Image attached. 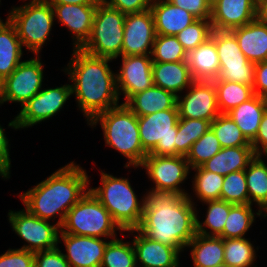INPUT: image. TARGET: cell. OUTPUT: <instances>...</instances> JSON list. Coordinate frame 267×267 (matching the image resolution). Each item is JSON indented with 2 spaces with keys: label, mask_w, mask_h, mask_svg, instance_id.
<instances>
[{
  "label": "cell",
  "mask_w": 267,
  "mask_h": 267,
  "mask_svg": "<svg viewBox=\"0 0 267 267\" xmlns=\"http://www.w3.org/2000/svg\"><path fill=\"white\" fill-rule=\"evenodd\" d=\"M70 53L60 71L70 80L72 98L88 124L97 114L122 103L117 91L115 62L90 55L81 48H72Z\"/></svg>",
  "instance_id": "cell-1"
},
{
  "label": "cell",
  "mask_w": 267,
  "mask_h": 267,
  "mask_svg": "<svg viewBox=\"0 0 267 267\" xmlns=\"http://www.w3.org/2000/svg\"><path fill=\"white\" fill-rule=\"evenodd\" d=\"M71 160L64 166L54 169L52 174L31 188L16 195L23 207L32 215L62 226L67 212L89 190V171Z\"/></svg>",
  "instance_id": "cell-2"
},
{
  "label": "cell",
  "mask_w": 267,
  "mask_h": 267,
  "mask_svg": "<svg viewBox=\"0 0 267 267\" xmlns=\"http://www.w3.org/2000/svg\"><path fill=\"white\" fill-rule=\"evenodd\" d=\"M148 238L183 254L196 235V206L187 195L145 192V203L140 225L136 228Z\"/></svg>",
  "instance_id": "cell-3"
},
{
  "label": "cell",
  "mask_w": 267,
  "mask_h": 267,
  "mask_svg": "<svg viewBox=\"0 0 267 267\" xmlns=\"http://www.w3.org/2000/svg\"><path fill=\"white\" fill-rule=\"evenodd\" d=\"M128 171L127 176H118L117 174L105 171L98 167V176L100 183L93 186L92 176L89 175V190L100 201V203L109 211L113 220L123 231L136 229L141 222L145 203V192L142 190L138 194L135 190L133 181L129 177L130 172L139 170V167H124ZM133 168V169H132ZM132 169V170H131ZM131 170V171H130ZM92 185V186H91Z\"/></svg>",
  "instance_id": "cell-4"
},
{
  "label": "cell",
  "mask_w": 267,
  "mask_h": 267,
  "mask_svg": "<svg viewBox=\"0 0 267 267\" xmlns=\"http://www.w3.org/2000/svg\"><path fill=\"white\" fill-rule=\"evenodd\" d=\"M86 125L93 131L100 127L103 146L126 160L123 167H139L148 154L140 142L138 116L124 103L97 114Z\"/></svg>",
  "instance_id": "cell-5"
},
{
  "label": "cell",
  "mask_w": 267,
  "mask_h": 267,
  "mask_svg": "<svg viewBox=\"0 0 267 267\" xmlns=\"http://www.w3.org/2000/svg\"><path fill=\"white\" fill-rule=\"evenodd\" d=\"M18 2H21L20 5H11L5 16L15 26L26 53L42 55L44 48L52 41L51 35L54 37L56 24L53 8L46 0Z\"/></svg>",
  "instance_id": "cell-6"
},
{
  "label": "cell",
  "mask_w": 267,
  "mask_h": 267,
  "mask_svg": "<svg viewBox=\"0 0 267 267\" xmlns=\"http://www.w3.org/2000/svg\"><path fill=\"white\" fill-rule=\"evenodd\" d=\"M61 231L102 239H115L124 233L90 190L67 212Z\"/></svg>",
  "instance_id": "cell-7"
},
{
  "label": "cell",
  "mask_w": 267,
  "mask_h": 267,
  "mask_svg": "<svg viewBox=\"0 0 267 267\" xmlns=\"http://www.w3.org/2000/svg\"><path fill=\"white\" fill-rule=\"evenodd\" d=\"M67 83L49 85L45 83L44 87L29 101H27L17 114L12 117L6 127L14 131L28 130L55 119L64 109H68L72 97V88L70 80ZM49 85V86H48ZM55 85V87H54ZM51 86V87H50ZM66 106V107H65ZM39 124V125H38Z\"/></svg>",
  "instance_id": "cell-8"
},
{
  "label": "cell",
  "mask_w": 267,
  "mask_h": 267,
  "mask_svg": "<svg viewBox=\"0 0 267 267\" xmlns=\"http://www.w3.org/2000/svg\"><path fill=\"white\" fill-rule=\"evenodd\" d=\"M125 15L105 2H99L91 36L81 49L90 55L113 60L122 56Z\"/></svg>",
  "instance_id": "cell-9"
},
{
  "label": "cell",
  "mask_w": 267,
  "mask_h": 267,
  "mask_svg": "<svg viewBox=\"0 0 267 267\" xmlns=\"http://www.w3.org/2000/svg\"><path fill=\"white\" fill-rule=\"evenodd\" d=\"M139 172L144 170L151 187L145 190L185 196L189 192L191 168L186 156H156L147 154ZM189 179V180H188ZM188 182V183H187ZM186 184V186H184Z\"/></svg>",
  "instance_id": "cell-10"
},
{
  "label": "cell",
  "mask_w": 267,
  "mask_h": 267,
  "mask_svg": "<svg viewBox=\"0 0 267 267\" xmlns=\"http://www.w3.org/2000/svg\"><path fill=\"white\" fill-rule=\"evenodd\" d=\"M43 55H27L17 68L3 80L0 96L1 109V106L7 105V103L11 106L12 103H15L14 105H19L17 107L20 109L44 87L46 82H49L45 73L47 64L42 61Z\"/></svg>",
  "instance_id": "cell-11"
},
{
  "label": "cell",
  "mask_w": 267,
  "mask_h": 267,
  "mask_svg": "<svg viewBox=\"0 0 267 267\" xmlns=\"http://www.w3.org/2000/svg\"><path fill=\"white\" fill-rule=\"evenodd\" d=\"M6 220L21 243L18 249L30 252H38L56 248L59 244L61 227L56 223L43 220L29 213L24 207L7 212Z\"/></svg>",
  "instance_id": "cell-12"
},
{
  "label": "cell",
  "mask_w": 267,
  "mask_h": 267,
  "mask_svg": "<svg viewBox=\"0 0 267 267\" xmlns=\"http://www.w3.org/2000/svg\"><path fill=\"white\" fill-rule=\"evenodd\" d=\"M178 109L138 116L140 142L151 155L176 156Z\"/></svg>",
  "instance_id": "cell-13"
},
{
  "label": "cell",
  "mask_w": 267,
  "mask_h": 267,
  "mask_svg": "<svg viewBox=\"0 0 267 267\" xmlns=\"http://www.w3.org/2000/svg\"><path fill=\"white\" fill-rule=\"evenodd\" d=\"M210 37L215 41L220 63L216 80L253 87L255 63L250 62L242 53L235 35L230 30H212Z\"/></svg>",
  "instance_id": "cell-14"
},
{
  "label": "cell",
  "mask_w": 267,
  "mask_h": 267,
  "mask_svg": "<svg viewBox=\"0 0 267 267\" xmlns=\"http://www.w3.org/2000/svg\"><path fill=\"white\" fill-rule=\"evenodd\" d=\"M119 58V59H118ZM114 59L117 91L125 103L132 95L144 91L153 85L151 55H128Z\"/></svg>",
  "instance_id": "cell-15"
},
{
  "label": "cell",
  "mask_w": 267,
  "mask_h": 267,
  "mask_svg": "<svg viewBox=\"0 0 267 267\" xmlns=\"http://www.w3.org/2000/svg\"><path fill=\"white\" fill-rule=\"evenodd\" d=\"M179 118L203 119L212 122L219 114L213 81H194L177 96Z\"/></svg>",
  "instance_id": "cell-16"
},
{
  "label": "cell",
  "mask_w": 267,
  "mask_h": 267,
  "mask_svg": "<svg viewBox=\"0 0 267 267\" xmlns=\"http://www.w3.org/2000/svg\"><path fill=\"white\" fill-rule=\"evenodd\" d=\"M124 232L132 237L137 267H180L184 263L181 257L186 260L187 256L177 247L152 240L137 229Z\"/></svg>",
  "instance_id": "cell-17"
},
{
  "label": "cell",
  "mask_w": 267,
  "mask_h": 267,
  "mask_svg": "<svg viewBox=\"0 0 267 267\" xmlns=\"http://www.w3.org/2000/svg\"><path fill=\"white\" fill-rule=\"evenodd\" d=\"M110 240L112 239L77 236L60 230L58 247L70 267H100L105 248Z\"/></svg>",
  "instance_id": "cell-18"
},
{
  "label": "cell",
  "mask_w": 267,
  "mask_h": 267,
  "mask_svg": "<svg viewBox=\"0 0 267 267\" xmlns=\"http://www.w3.org/2000/svg\"><path fill=\"white\" fill-rule=\"evenodd\" d=\"M122 56L151 55L156 37L151 9L125 15Z\"/></svg>",
  "instance_id": "cell-19"
},
{
  "label": "cell",
  "mask_w": 267,
  "mask_h": 267,
  "mask_svg": "<svg viewBox=\"0 0 267 267\" xmlns=\"http://www.w3.org/2000/svg\"><path fill=\"white\" fill-rule=\"evenodd\" d=\"M55 24L67 28L72 48H81L90 38L97 5L50 4Z\"/></svg>",
  "instance_id": "cell-20"
},
{
  "label": "cell",
  "mask_w": 267,
  "mask_h": 267,
  "mask_svg": "<svg viewBox=\"0 0 267 267\" xmlns=\"http://www.w3.org/2000/svg\"><path fill=\"white\" fill-rule=\"evenodd\" d=\"M257 0H216L211 5L213 30H232L256 19Z\"/></svg>",
  "instance_id": "cell-21"
},
{
  "label": "cell",
  "mask_w": 267,
  "mask_h": 267,
  "mask_svg": "<svg viewBox=\"0 0 267 267\" xmlns=\"http://www.w3.org/2000/svg\"><path fill=\"white\" fill-rule=\"evenodd\" d=\"M151 11L158 35H174L191 25L197 18L168 0H153Z\"/></svg>",
  "instance_id": "cell-22"
},
{
  "label": "cell",
  "mask_w": 267,
  "mask_h": 267,
  "mask_svg": "<svg viewBox=\"0 0 267 267\" xmlns=\"http://www.w3.org/2000/svg\"><path fill=\"white\" fill-rule=\"evenodd\" d=\"M153 85L174 93L182 94L194 82L187 61L153 62Z\"/></svg>",
  "instance_id": "cell-23"
},
{
  "label": "cell",
  "mask_w": 267,
  "mask_h": 267,
  "mask_svg": "<svg viewBox=\"0 0 267 267\" xmlns=\"http://www.w3.org/2000/svg\"><path fill=\"white\" fill-rule=\"evenodd\" d=\"M237 39L240 50L252 63L267 60V24L257 19L230 30Z\"/></svg>",
  "instance_id": "cell-24"
},
{
  "label": "cell",
  "mask_w": 267,
  "mask_h": 267,
  "mask_svg": "<svg viewBox=\"0 0 267 267\" xmlns=\"http://www.w3.org/2000/svg\"><path fill=\"white\" fill-rule=\"evenodd\" d=\"M124 104L136 116L150 115L167 109H178L177 96L156 85L132 95Z\"/></svg>",
  "instance_id": "cell-25"
},
{
  "label": "cell",
  "mask_w": 267,
  "mask_h": 267,
  "mask_svg": "<svg viewBox=\"0 0 267 267\" xmlns=\"http://www.w3.org/2000/svg\"><path fill=\"white\" fill-rule=\"evenodd\" d=\"M187 63L194 81H214L220 72L215 41L210 37L187 53Z\"/></svg>",
  "instance_id": "cell-26"
},
{
  "label": "cell",
  "mask_w": 267,
  "mask_h": 267,
  "mask_svg": "<svg viewBox=\"0 0 267 267\" xmlns=\"http://www.w3.org/2000/svg\"><path fill=\"white\" fill-rule=\"evenodd\" d=\"M184 253L191 258L190 267H214L222 264L224 263L223 238L196 233L187 244Z\"/></svg>",
  "instance_id": "cell-27"
},
{
  "label": "cell",
  "mask_w": 267,
  "mask_h": 267,
  "mask_svg": "<svg viewBox=\"0 0 267 267\" xmlns=\"http://www.w3.org/2000/svg\"><path fill=\"white\" fill-rule=\"evenodd\" d=\"M21 41L15 26L6 19L0 22V78L4 80L24 60Z\"/></svg>",
  "instance_id": "cell-28"
},
{
  "label": "cell",
  "mask_w": 267,
  "mask_h": 267,
  "mask_svg": "<svg viewBox=\"0 0 267 267\" xmlns=\"http://www.w3.org/2000/svg\"><path fill=\"white\" fill-rule=\"evenodd\" d=\"M255 156L252 146L222 148L201 167L204 170L226 176L232 172L245 170Z\"/></svg>",
  "instance_id": "cell-29"
},
{
  "label": "cell",
  "mask_w": 267,
  "mask_h": 267,
  "mask_svg": "<svg viewBox=\"0 0 267 267\" xmlns=\"http://www.w3.org/2000/svg\"><path fill=\"white\" fill-rule=\"evenodd\" d=\"M267 98L254 94L250 99L233 108L227 114L240 128L242 134L251 143L259 130L265 111Z\"/></svg>",
  "instance_id": "cell-30"
},
{
  "label": "cell",
  "mask_w": 267,
  "mask_h": 267,
  "mask_svg": "<svg viewBox=\"0 0 267 267\" xmlns=\"http://www.w3.org/2000/svg\"><path fill=\"white\" fill-rule=\"evenodd\" d=\"M200 205H202L203 208L199 207ZM197 206L196 232L204 236L219 237L223 233L231 204L223 200H213L197 204ZM200 209L205 211L202 212Z\"/></svg>",
  "instance_id": "cell-31"
},
{
  "label": "cell",
  "mask_w": 267,
  "mask_h": 267,
  "mask_svg": "<svg viewBox=\"0 0 267 267\" xmlns=\"http://www.w3.org/2000/svg\"><path fill=\"white\" fill-rule=\"evenodd\" d=\"M190 174L192 181L187 197L195 206L197 203L221 200L224 176L204 170L201 166L192 168Z\"/></svg>",
  "instance_id": "cell-32"
},
{
  "label": "cell",
  "mask_w": 267,
  "mask_h": 267,
  "mask_svg": "<svg viewBox=\"0 0 267 267\" xmlns=\"http://www.w3.org/2000/svg\"><path fill=\"white\" fill-rule=\"evenodd\" d=\"M256 218L263 221L262 211L251 204H231L223 233L219 236L223 239L249 237L250 230L256 225Z\"/></svg>",
  "instance_id": "cell-33"
},
{
  "label": "cell",
  "mask_w": 267,
  "mask_h": 267,
  "mask_svg": "<svg viewBox=\"0 0 267 267\" xmlns=\"http://www.w3.org/2000/svg\"><path fill=\"white\" fill-rule=\"evenodd\" d=\"M251 239L250 237L223 239L224 263L230 267H258L257 259L258 257L260 259L258 253L262 248L256 243L258 238L252 239L253 241Z\"/></svg>",
  "instance_id": "cell-34"
},
{
  "label": "cell",
  "mask_w": 267,
  "mask_h": 267,
  "mask_svg": "<svg viewBox=\"0 0 267 267\" xmlns=\"http://www.w3.org/2000/svg\"><path fill=\"white\" fill-rule=\"evenodd\" d=\"M245 177L249 204L263 211L267 207V162L255 156L245 169Z\"/></svg>",
  "instance_id": "cell-35"
},
{
  "label": "cell",
  "mask_w": 267,
  "mask_h": 267,
  "mask_svg": "<svg viewBox=\"0 0 267 267\" xmlns=\"http://www.w3.org/2000/svg\"><path fill=\"white\" fill-rule=\"evenodd\" d=\"M213 82L220 114H227L254 95L253 87L250 85L224 80H214Z\"/></svg>",
  "instance_id": "cell-36"
},
{
  "label": "cell",
  "mask_w": 267,
  "mask_h": 267,
  "mask_svg": "<svg viewBox=\"0 0 267 267\" xmlns=\"http://www.w3.org/2000/svg\"><path fill=\"white\" fill-rule=\"evenodd\" d=\"M100 267H137L131 237L124 232L110 240L105 248Z\"/></svg>",
  "instance_id": "cell-37"
},
{
  "label": "cell",
  "mask_w": 267,
  "mask_h": 267,
  "mask_svg": "<svg viewBox=\"0 0 267 267\" xmlns=\"http://www.w3.org/2000/svg\"><path fill=\"white\" fill-rule=\"evenodd\" d=\"M211 128V122L203 119L179 118L177 122L176 156H187L192 144Z\"/></svg>",
  "instance_id": "cell-38"
},
{
  "label": "cell",
  "mask_w": 267,
  "mask_h": 267,
  "mask_svg": "<svg viewBox=\"0 0 267 267\" xmlns=\"http://www.w3.org/2000/svg\"><path fill=\"white\" fill-rule=\"evenodd\" d=\"M211 129L220 141L222 148L252 146L228 114H219L211 122Z\"/></svg>",
  "instance_id": "cell-39"
},
{
  "label": "cell",
  "mask_w": 267,
  "mask_h": 267,
  "mask_svg": "<svg viewBox=\"0 0 267 267\" xmlns=\"http://www.w3.org/2000/svg\"><path fill=\"white\" fill-rule=\"evenodd\" d=\"M151 58L153 62L187 61V52L177 36L156 34Z\"/></svg>",
  "instance_id": "cell-40"
},
{
  "label": "cell",
  "mask_w": 267,
  "mask_h": 267,
  "mask_svg": "<svg viewBox=\"0 0 267 267\" xmlns=\"http://www.w3.org/2000/svg\"><path fill=\"white\" fill-rule=\"evenodd\" d=\"M222 146L213 130L210 128L196 142L192 144L186 159L190 168L200 167L202 164L216 155Z\"/></svg>",
  "instance_id": "cell-41"
},
{
  "label": "cell",
  "mask_w": 267,
  "mask_h": 267,
  "mask_svg": "<svg viewBox=\"0 0 267 267\" xmlns=\"http://www.w3.org/2000/svg\"><path fill=\"white\" fill-rule=\"evenodd\" d=\"M221 200L230 204H249L245 170L232 172L224 176Z\"/></svg>",
  "instance_id": "cell-42"
},
{
  "label": "cell",
  "mask_w": 267,
  "mask_h": 267,
  "mask_svg": "<svg viewBox=\"0 0 267 267\" xmlns=\"http://www.w3.org/2000/svg\"><path fill=\"white\" fill-rule=\"evenodd\" d=\"M212 30L210 19H197L176 36L188 53L210 38Z\"/></svg>",
  "instance_id": "cell-43"
},
{
  "label": "cell",
  "mask_w": 267,
  "mask_h": 267,
  "mask_svg": "<svg viewBox=\"0 0 267 267\" xmlns=\"http://www.w3.org/2000/svg\"><path fill=\"white\" fill-rule=\"evenodd\" d=\"M4 125L0 120V179L9 181L12 178V159L10 157L13 144H11V139L9 138L10 134L7 132L8 128H5Z\"/></svg>",
  "instance_id": "cell-44"
},
{
  "label": "cell",
  "mask_w": 267,
  "mask_h": 267,
  "mask_svg": "<svg viewBox=\"0 0 267 267\" xmlns=\"http://www.w3.org/2000/svg\"><path fill=\"white\" fill-rule=\"evenodd\" d=\"M0 267H34V253L9 247L0 254Z\"/></svg>",
  "instance_id": "cell-45"
},
{
  "label": "cell",
  "mask_w": 267,
  "mask_h": 267,
  "mask_svg": "<svg viewBox=\"0 0 267 267\" xmlns=\"http://www.w3.org/2000/svg\"><path fill=\"white\" fill-rule=\"evenodd\" d=\"M34 267H70L63 252L56 248L34 253Z\"/></svg>",
  "instance_id": "cell-46"
},
{
  "label": "cell",
  "mask_w": 267,
  "mask_h": 267,
  "mask_svg": "<svg viewBox=\"0 0 267 267\" xmlns=\"http://www.w3.org/2000/svg\"><path fill=\"white\" fill-rule=\"evenodd\" d=\"M175 6H178L197 19H210L211 18V5L208 0H168Z\"/></svg>",
  "instance_id": "cell-47"
},
{
  "label": "cell",
  "mask_w": 267,
  "mask_h": 267,
  "mask_svg": "<svg viewBox=\"0 0 267 267\" xmlns=\"http://www.w3.org/2000/svg\"><path fill=\"white\" fill-rule=\"evenodd\" d=\"M153 0H106L110 7L124 14L139 13L151 8Z\"/></svg>",
  "instance_id": "cell-48"
},
{
  "label": "cell",
  "mask_w": 267,
  "mask_h": 267,
  "mask_svg": "<svg viewBox=\"0 0 267 267\" xmlns=\"http://www.w3.org/2000/svg\"><path fill=\"white\" fill-rule=\"evenodd\" d=\"M253 93L267 98V60L255 64Z\"/></svg>",
  "instance_id": "cell-49"
},
{
  "label": "cell",
  "mask_w": 267,
  "mask_h": 267,
  "mask_svg": "<svg viewBox=\"0 0 267 267\" xmlns=\"http://www.w3.org/2000/svg\"><path fill=\"white\" fill-rule=\"evenodd\" d=\"M254 153L259 156L267 148V110L261 120L258 133L251 142Z\"/></svg>",
  "instance_id": "cell-50"
},
{
  "label": "cell",
  "mask_w": 267,
  "mask_h": 267,
  "mask_svg": "<svg viewBox=\"0 0 267 267\" xmlns=\"http://www.w3.org/2000/svg\"><path fill=\"white\" fill-rule=\"evenodd\" d=\"M256 19L267 24V0H257Z\"/></svg>",
  "instance_id": "cell-51"
},
{
  "label": "cell",
  "mask_w": 267,
  "mask_h": 267,
  "mask_svg": "<svg viewBox=\"0 0 267 267\" xmlns=\"http://www.w3.org/2000/svg\"><path fill=\"white\" fill-rule=\"evenodd\" d=\"M50 4L97 5L96 0H46Z\"/></svg>",
  "instance_id": "cell-52"
},
{
  "label": "cell",
  "mask_w": 267,
  "mask_h": 267,
  "mask_svg": "<svg viewBox=\"0 0 267 267\" xmlns=\"http://www.w3.org/2000/svg\"><path fill=\"white\" fill-rule=\"evenodd\" d=\"M259 156L267 162V148Z\"/></svg>",
  "instance_id": "cell-53"
},
{
  "label": "cell",
  "mask_w": 267,
  "mask_h": 267,
  "mask_svg": "<svg viewBox=\"0 0 267 267\" xmlns=\"http://www.w3.org/2000/svg\"><path fill=\"white\" fill-rule=\"evenodd\" d=\"M263 220L265 219L267 221V207L262 211Z\"/></svg>",
  "instance_id": "cell-54"
},
{
  "label": "cell",
  "mask_w": 267,
  "mask_h": 267,
  "mask_svg": "<svg viewBox=\"0 0 267 267\" xmlns=\"http://www.w3.org/2000/svg\"><path fill=\"white\" fill-rule=\"evenodd\" d=\"M214 267H230V266H228L226 263H222V264L216 265Z\"/></svg>",
  "instance_id": "cell-55"
},
{
  "label": "cell",
  "mask_w": 267,
  "mask_h": 267,
  "mask_svg": "<svg viewBox=\"0 0 267 267\" xmlns=\"http://www.w3.org/2000/svg\"><path fill=\"white\" fill-rule=\"evenodd\" d=\"M1 1H2V0H0V7H1V5H2V4H1L2 2H1ZM6 19H8V17H5V19H4V18H2V17L0 16V22H1V21H4V20H6Z\"/></svg>",
  "instance_id": "cell-56"
},
{
  "label": "cell",
  "mask_w": 267,
  "mask_h": 267,
  "mask_svg": "<svg viewBox=\"0 0 267 267\" xmlns=\"http://www.w3.org/2000/svg\"><path fill=\"white\" fill-rule=\"evenodd\" d=\"M2 82H3V80L0 78V96H1V93H2Z\"/></svg>",
  "instance_id": "cell-57"
},
{
  "label": "cell",
  "mask_w": 267,
  "mask_h": 267,
  "mask_svg": "<svg viewBox=\"0 0 267 267\" xmlns=\"http://www.w3.org/2000/svg\"><path fill=\"white\" fill-rule=\"evenodd\" d=\"M210 4H213L216 0H208Z\"/></svg>",
  "instance_id": "cell-58"
},
{
  "label": "cell",
  "mask_w": 267,
  "mask_h": 267,
  "mask_svg": "<svg viewBox=\"0 0 267 267\" xmlns=\"http://www.w3.org/2000/svg\"><path fill=\"white\" fill-rule=\"evenodd\" d=\"M96 1H98V2H105L106 0H96Z\"/></svg>",
  "instance_id": "cell-59"
}]
</instances>
